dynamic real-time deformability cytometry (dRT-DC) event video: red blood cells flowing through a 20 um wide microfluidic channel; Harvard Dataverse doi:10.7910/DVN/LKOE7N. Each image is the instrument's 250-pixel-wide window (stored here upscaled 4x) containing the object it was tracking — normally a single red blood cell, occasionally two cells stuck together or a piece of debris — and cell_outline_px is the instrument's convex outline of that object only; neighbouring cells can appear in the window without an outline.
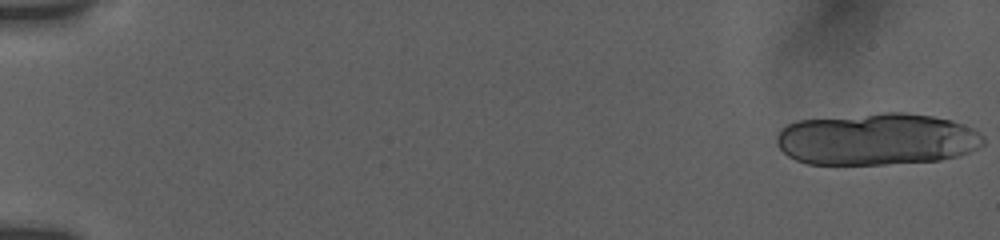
{"species": "human", "species_latin": "Homo sapiens", "temperature_condition": "room temperature", "stored_images_in_passage": 18, "camera_frame_rate_fps": 3000, "um_per_image_px": 0.085, "donor": {"sex": "female"}, "frame": {"image": 1, "passage_image": 1, "time_ms": 0.0, "image_size_px": [1000, 240], "cell_outline_px": [[984, 144], [968, 152], [956, 156], [940, 160], [884, 164], [808, 164], [796, 160], [788, 156], [776, 144], [776, 136], [780, 128], [796, 120], [884, 112], [904, 112], [932, 116], [952, 120], [964, 124], [972, 128], [984, 136]], "centroid_in_image_um": [74.5, 11.82], "position_along_channel_um": 10.5, "area_um2": 63.0}}
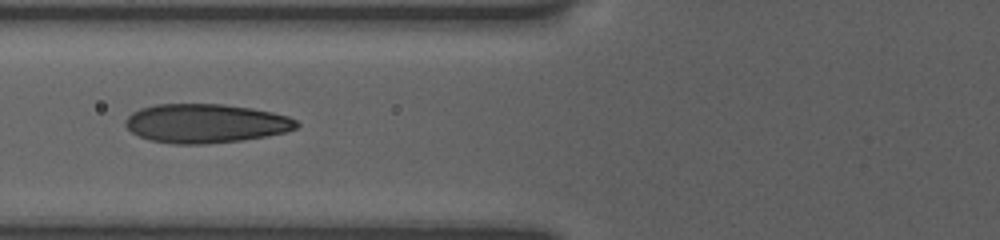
{"frame": {"image": 2, "passage_image": 12, "time_ms": 7.667, "image_size_px": [1000, 240], "cell_outline_px": [[300, 124], [296, 128], [284, 132], [264, 136], [240, 140], [204, 144], [176, 144], [148, 140], [132, 132], [124, 124], [124, 120], [132, 112], [140, 108], [156, 104], [224, 104], [252, 108], [272, 112], [288, 116], [296, 120]], "centroid_in_image_um": [17.45, 10.48], "position_along_channel_um": 108.3, "area_um2": 38.84}}
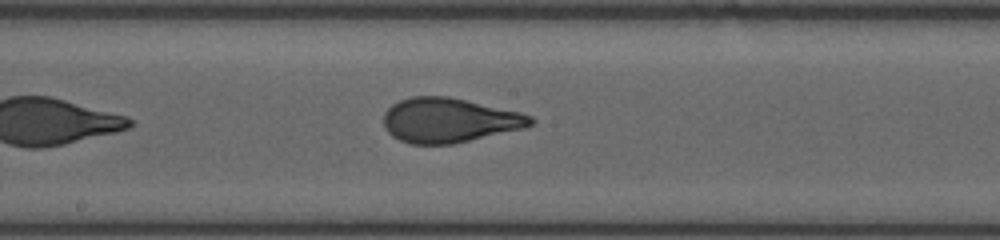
{"frame": {"image": 3, "passage_image": 18, "time_ms": 10.333, "image_size_px": [1000, 240], "cell_outline_px": [[536, 120], [532, 124], [524, 128], [452, 144], [412, 144], [400, 140], [392, 136], [384, 128], [384, 112], [392, 104], [400, 100], [412, 96], [448, 96], [520, 112], [532, 116]], "centroid_in_image_um": [38.16, 10.22], "position_along_channel_um": 210.0, "area_um2": 38.09}}